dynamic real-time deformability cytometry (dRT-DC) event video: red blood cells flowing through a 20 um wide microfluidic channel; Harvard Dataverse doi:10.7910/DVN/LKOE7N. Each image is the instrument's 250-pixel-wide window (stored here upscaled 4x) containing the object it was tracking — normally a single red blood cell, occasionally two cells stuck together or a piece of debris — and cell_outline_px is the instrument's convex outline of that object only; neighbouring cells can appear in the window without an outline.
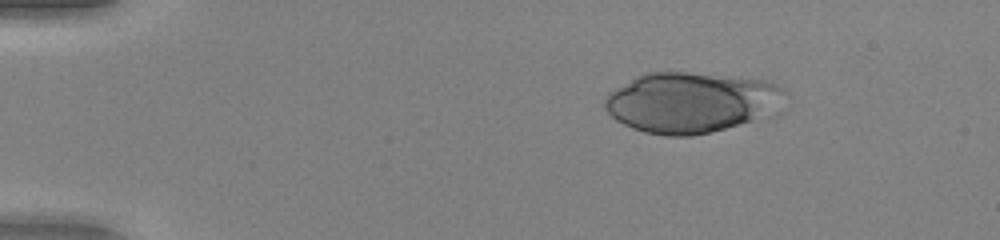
{"species": "human", "species_latin": "Homo sapiens", "temperature_condition": "warm", "stored_images_in_passage": 50, "camera_frame_rate_fps": 3000, "um_per_image_px": 0.085, "donor": {"sex": "female"}, "frame": {"image": 1, "passage_image": 8, "time_ms": 2.333, "image_size_px": [1000, 240], "cell_outline_px": [[784, 92], [752, 120], [740, 124], [692, 136], [664, 136], [644, 132], [632, 128], [616, 120], [608, 112], [604, 104], [604, 100], [608, 92], [636, 76], [644, 72], [684, 72], [772, 80], [780, 84], [784, 88]], "centroid_in_image_um": [58.57, 8.68], "position_along_channel_um": 26.4, "area_um2": 62.08}}
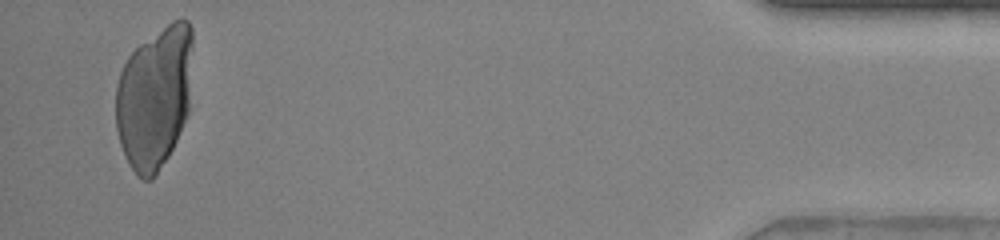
{"frame": {"image": 2, "passage_image": 49, "time_ms": 16.0, "image_size_px": [1000, 240], "cell_outline_px": [[192, 48], [188, 112], [176, 140], [168, 156], [152, 180], [144, 180], [128, 164], [124, 156], [120, 144], [116, 128], [116, 84], [120, 72], [128, 56], [140, 44], [172, 20], [188, 20], [192, 28]], "centroid_in_image_um": [13.12, 8.27], "position_along_channel_um": 422.1, "area_um2": 63.7}}